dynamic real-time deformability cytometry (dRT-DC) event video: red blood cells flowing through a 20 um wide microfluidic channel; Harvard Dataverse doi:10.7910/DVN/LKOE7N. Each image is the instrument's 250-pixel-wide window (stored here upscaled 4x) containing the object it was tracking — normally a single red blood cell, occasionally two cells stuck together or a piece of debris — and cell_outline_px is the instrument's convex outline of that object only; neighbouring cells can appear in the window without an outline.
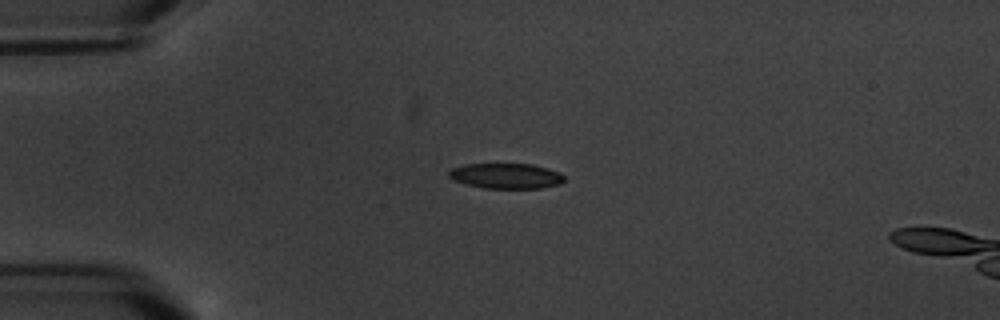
{"species": "common noctule bat (a hibernating species)", "species_latin": "Nyctalus noctula", "temperature_condition": "warm", "stored_images_in_passage": 4, "camera_frame_rate_fps": 3000, "um_per_image_px": 0.085, "animal": {"sex": "male", "body_mass_g": 20.1, "forearm_length_mm": 53.5}, "frame": {"image": 1, "passage_image": 3, "time_ms": 2.333, "image_size_px": [1000, 320], "cell_outline_px": [[564, 180], [560, 184], [540, 188], [484, 188], [464, 184], [452, 180], [448, 176], [448, 172], [452, 168], [464, 164], [532, 164], [548, 168], [560, 172], [564, 176]], "centroid_in_image_um": [42.99, 14.95], "position_along_channel_um": 42.0, "area_um2": 17.17}}